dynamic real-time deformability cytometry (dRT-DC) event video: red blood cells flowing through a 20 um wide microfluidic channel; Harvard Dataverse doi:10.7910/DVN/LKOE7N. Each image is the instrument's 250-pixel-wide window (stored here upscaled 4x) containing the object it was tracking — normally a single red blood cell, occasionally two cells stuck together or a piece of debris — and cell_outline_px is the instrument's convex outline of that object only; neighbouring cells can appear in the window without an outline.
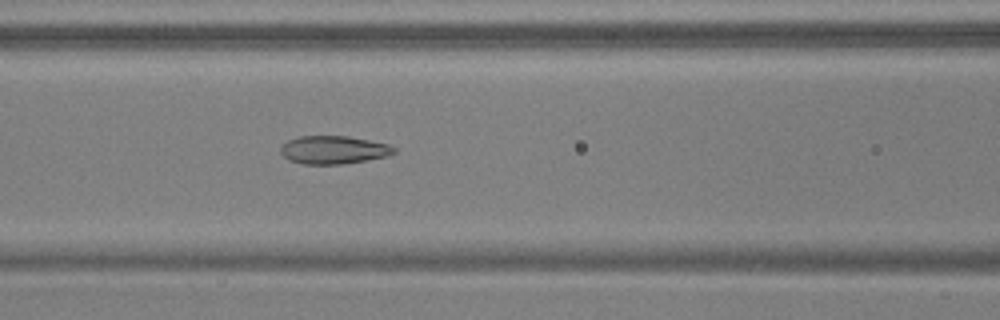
{"species": "common noctule bat (a hibernating species)", "species_latin": "Nyctalus noctula", "temperature_condition": "warm", "stored_images_in_passage": 51, "camera_frame_rate_fps": 3000, "um_per_image_px": 0.085, "animal": {"sex": "male", "body_mass_g": 17.9, "forearm_length_mm": 54.2}, "frame": {"image": 1, "passage_image": 20, "time_ms": 6.333, "image_size_px": [1000, 320], "cell_outline_px": [[396, 152], [384, 156], [344, 164], [304, 164], [288, 160], [280, 152], [280, 148], [288, 140], [300, 136], [348, 136], [388, 144], [396, 148]], "centroid_in_image_um": [28.32, 12.73], "position_along_channel_um": 138.3, "area_um2": 18.38}}
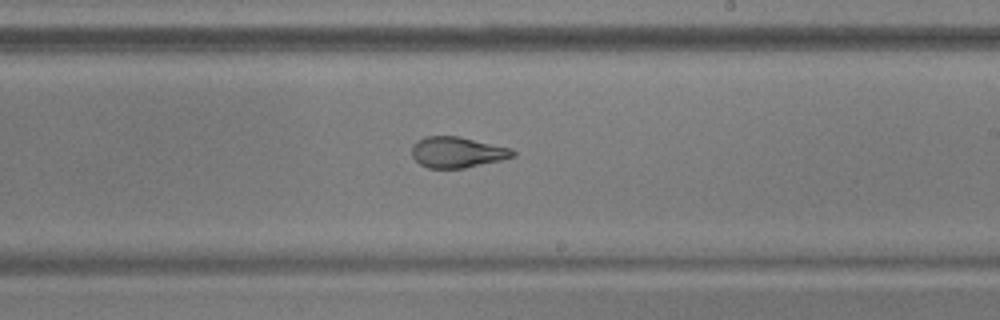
{"frame": {"image": 2, "passage_image": 29, "time_ms": 9.333, "image_size_px": [1000, 320], "cell_outline_px": [[516, 156], [500, 160], [464, 168], [428, 168], [420, 164], [412, 156], [412, 144], [416, 140], [424, 136], [460, 136], [512, 148], [516, 152]], "centroid_in_image_um": [38.86, 12.92], "position_along_channel_um": 250.1, "area_um2": 18.32}}
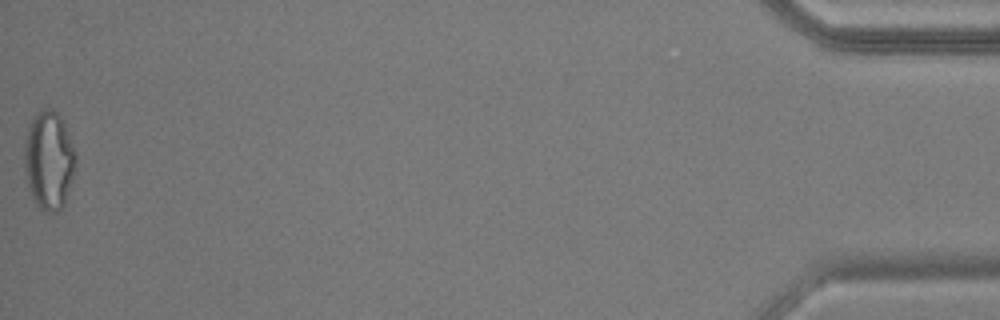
{"frame": {"image": 3, "passage_image": 51, "time_ms": 16.667, "image_size_px": [1000, 320], "cell_outline_px": [[76, 160], [72, 180], [64, 204], [56, 212], [48, 212], [40, 208], [32, 200], [24, 168], [24, 140], [28, 124], [32, 116], [40, 108], [52, 108], [60, 116], [64, 124], [72, 144], [76, 156]], "centroid_in_image_um": [4.12, 13.58], "position_along_channel_um": 431.1, "area_um2": 29.71}, "authors_computed_cell_mechanics": {"area_um2": 21.1548, "velocity_mm_per_s": 3.738, "shape_relaxation_time_tau1_ms": 8.4077, "shape_relaxation_time_tau2_ms": 1.2295, "deformation_change_tau1": 0.2573, "deformation_change_tau2": 0.0957}}